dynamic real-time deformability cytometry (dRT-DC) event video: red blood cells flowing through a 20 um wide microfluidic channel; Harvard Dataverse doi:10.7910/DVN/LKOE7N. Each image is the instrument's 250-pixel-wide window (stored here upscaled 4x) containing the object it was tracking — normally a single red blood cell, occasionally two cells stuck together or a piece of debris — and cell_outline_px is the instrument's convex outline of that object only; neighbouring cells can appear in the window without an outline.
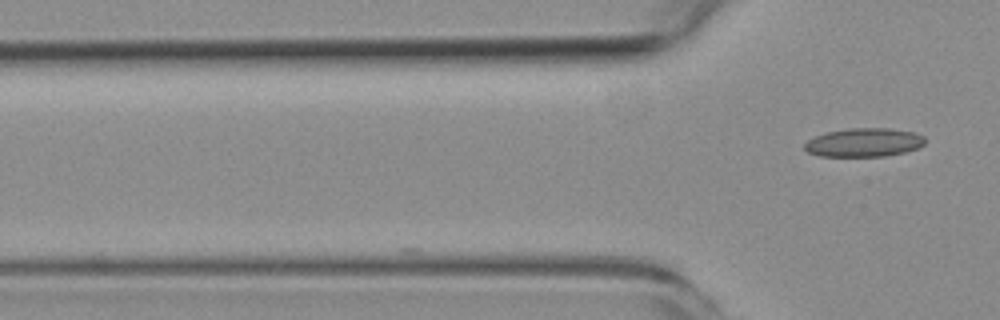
{"species": "common noctule bat (a hibernating species)", "species_latin": "Nyctalus noctula", "temperature_condition": "room temperature", "stored_images_in_passage": 2, "camera_frame_rate_fps": 3000, "um_per_image_px": 0.085, "animal": {"sex": "female", "body_mass_g": 19.3, "forearm_length_mm": 54.1}, "frame": {"image": 1, "passage_image": 2, "time_ms": 1.333, "image_size_px": [1000, 320], "cell_outline_px": [[924, 144], [916, 148], [904, 152], [884, 156], [820, 156], [808, 152], [804, 148], [804, 144], [808, 140], [816, 136], [828, 132], [852, 128], [888, 128], [912, 132], [924, 136]], "centroid_in_image_um": [73.42, 12.11], "position_along_channel_um": 52.4, "area_um2": 19.83}}